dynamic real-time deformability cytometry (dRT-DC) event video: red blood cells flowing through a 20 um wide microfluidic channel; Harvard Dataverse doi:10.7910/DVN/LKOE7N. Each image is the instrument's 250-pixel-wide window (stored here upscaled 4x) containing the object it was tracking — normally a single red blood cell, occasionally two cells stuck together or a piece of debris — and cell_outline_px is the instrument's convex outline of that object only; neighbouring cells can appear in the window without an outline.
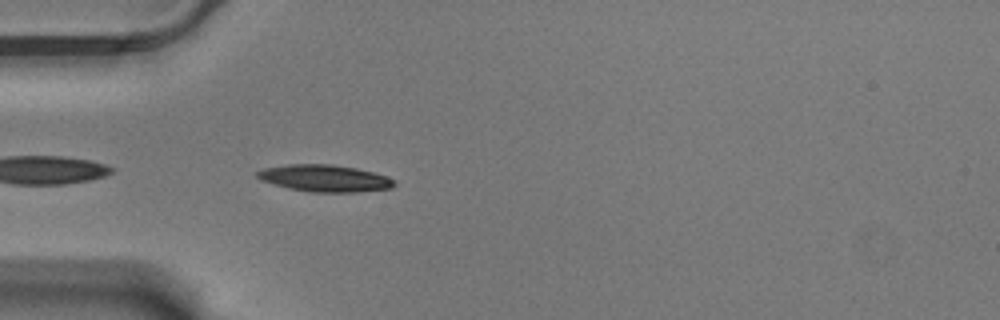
{"species": "Egyptian fruit bat (a non-hibernating species)", "species_latin": "Rousettus aegyptiacus", "temperature_condition": "warm", "stored_images_in_passage": 42, "camera_frame_rate_fps": 3000, "um_per_image_px": 0.085, "animal": {"sex": "male"}, "frame": {"image": 1, "passage_image": 2, "time_ms": 0.333, "image_size_px": [1000, 320], "cell_outline_px": [[396, 184], [392, 188], [356, 192], [308, 192], [288, 188], [260, 180], [256, 176], [256, 172], [264, 168], [288, 164], [332, 164], [356, 168], [372, 172], [396, 180]], "centroid_in_image_um": [27.58, 15.15], "position_along_channel_um": 57.4, "area_um2": 21.5}}
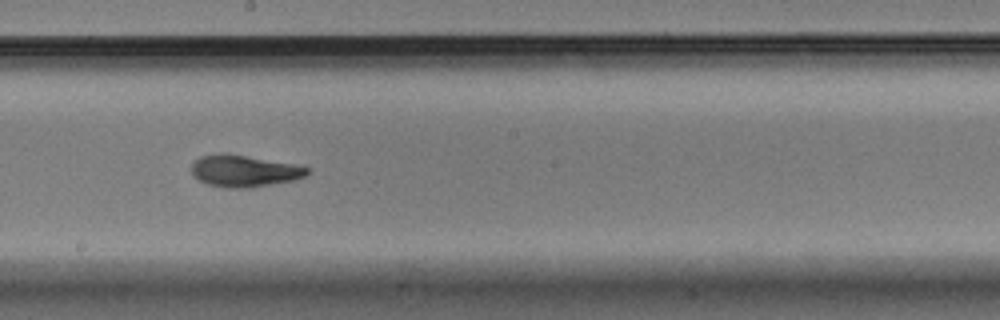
{"frame": {"image": 2, "passage_image": 17, "time_ms": 5.333, "image_size_px": [1000, 320], "cell_outline_px": [[308, 172], [304, 176], [292, 180], [252, 188], [228, 188], [208, 184], [192, 176], [192, 164], [200, 156], [228, 152], [304, 164], [308, 168]], "centroid_in_image_um": [20.8, 14.5], "position_along_channel_um": 227.4, "area_um2": 21.96}}
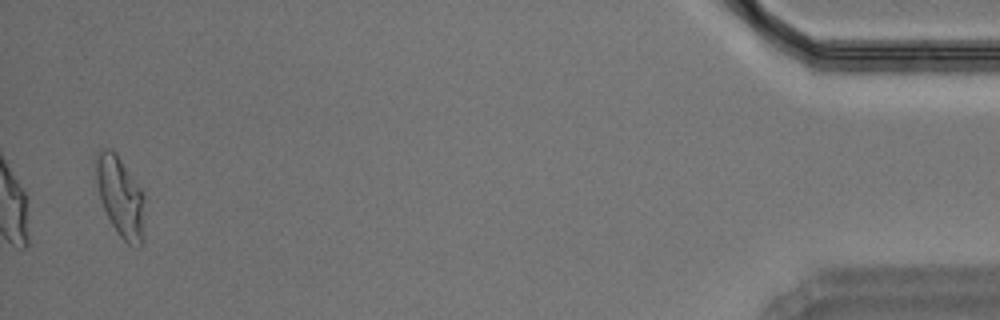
{"frame": {"image": 3, "passage_image": 41, "time_ms": 13.333, "image_size_px": [1000, 320], "cell_outline_px": [[144, 240], [140, 248], [128, 244], [120, 236], [112, 224], [100, 200], [92, 160], [96, 152], [104, 148], [112, 148], [116, 152], [144, 192]], "centroid_in_image_um": [10.22, 16.67], "position_along_channel_um": 425.0, "area_um2": 23.47}, "authors_computed_cell_mechanics": {"area_um2": 21.2415, "velocity_mm_per_s": 3.4953, "shape_relaxation_time_tau1_ms": 3.955, "shape_relaxation_time_tau2_ms": 2.5784, "deformation_change_tau1": 0.1673, "deformation_change_tau2": 0.0948}}